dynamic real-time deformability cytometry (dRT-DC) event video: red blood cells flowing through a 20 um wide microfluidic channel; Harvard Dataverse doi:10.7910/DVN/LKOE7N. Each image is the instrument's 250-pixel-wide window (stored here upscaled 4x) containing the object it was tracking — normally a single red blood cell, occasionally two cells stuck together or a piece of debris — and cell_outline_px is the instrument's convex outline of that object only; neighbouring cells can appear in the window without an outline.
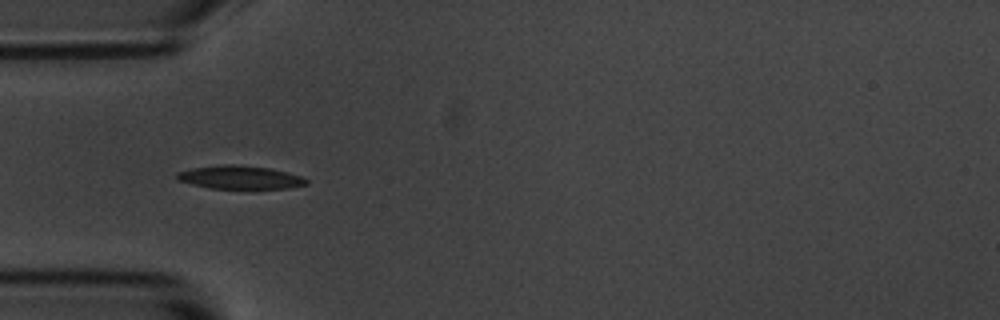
{"species": "common noctule bat (a hibernating species)", "species_latin": "Nyctalus noctula", "temperature_condition": "room temperature", "stored_images_in_passage": 9, "camera_frame_rate_fps": 3000, "um_per_image_px": 0.085, "animal": {"sex": "male", "body_mass_g": 20.1, "forearm_length_mm": 53.5}, "frame": {"image": 1, "passage_image": 4, "time_ms": 1.0, "image_size_px": [1000, 320], "cell_outline_px": [[308, 184], [288, 188], [208, 188], [176, 180], [176, 172], [192, 168], [224, 164], [232, 164], [268, 168], [300, 176], [308, 180]], "centroid_in_image_um": [20.34, 15.07], "position_along_channel_um": 64.7, "area_um2": 17.34}}
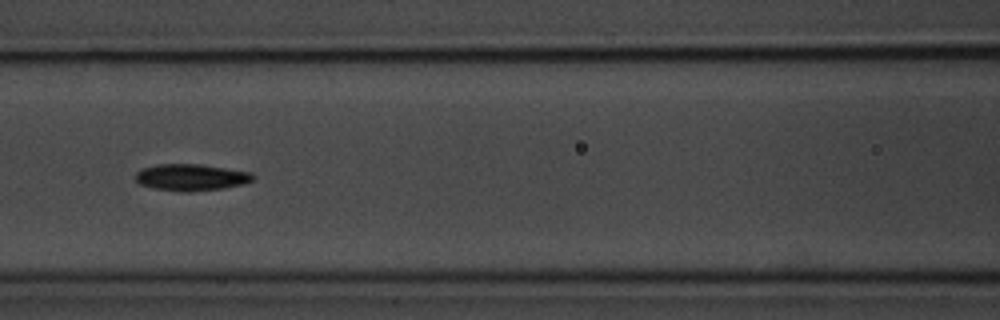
{"frame": {"image": 2, "passage_image": 6, "time_ms": 1.667, "image_size_px": [1000, 320], "cell_outline_px": [[256, 176], [252, 180], [244, 184], [224, 188], [188, 192], [180, 192], [152, 188], [140, 184], [136, 180], [136, 172], [140, 168], [156, 164], [200, 164], [252, 172]], "centroid_in_image_um": [16.24, 15.07], "position_along_channel_um": 150.4, "area_um2": 18.5}}
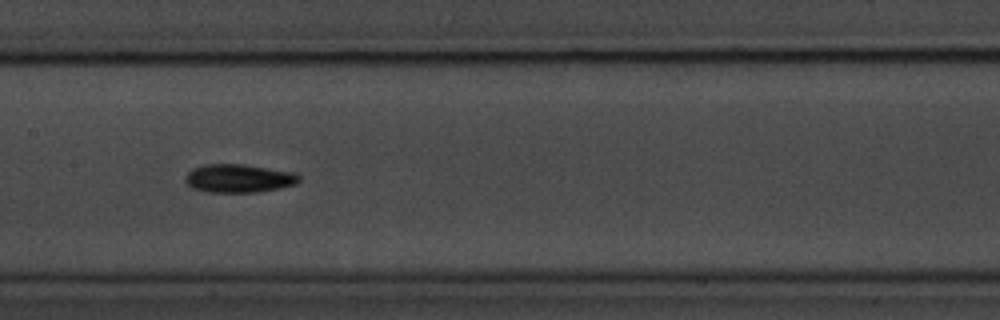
{"frame": {"image": 3, "passage_image": 7, "time_ms": 2.0, "image_size_px": [1000, 320], "cell_outline_px": [[300, 180], [296, 184], [280, 188], [256, 192], [208, 192], [192, 188], [184, 180], [184, 176], [192, 168], [204, 164], [244, 164], [292, 172], [300, 176]], "centroid_in_image_um": [20.26, 15.16], "position_along_channel_um": 187.1, "area_um2": 18.84}}